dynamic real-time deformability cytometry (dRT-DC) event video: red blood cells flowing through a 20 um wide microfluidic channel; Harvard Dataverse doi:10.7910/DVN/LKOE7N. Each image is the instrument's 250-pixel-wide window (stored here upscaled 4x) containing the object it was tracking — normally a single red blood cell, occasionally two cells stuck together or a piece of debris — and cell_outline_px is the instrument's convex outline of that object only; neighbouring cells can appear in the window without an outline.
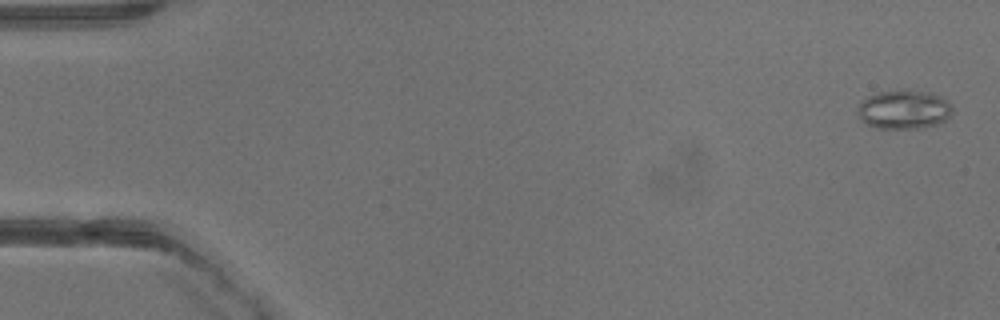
{"species": "common noctule bat (a hibernating species)", "species_latin": "Nyctalus noctula", "temperature_condition": "warm", "stored_images_in_passage": 41, "camera_frame_rate_fps": 3000, "um_per_image_px": 0.085, "animal": {"sex": "male", "body_mass_g": 13.3}, "frame": {"image": 1, "passage_image": 2, "time_ms": 0.333, "image_size_px": [1000, 320], "cell_outline_px": [[952, 112], [944, 120], [936, 124], [924, 128], [876, 128], [860, 120], [856, 112], [856, 108], [860, 100], [876, 92], [904, 88], [908, 88], [932, 92], [948, 100], [952, 104]], "centroid_in_image_um": [76.8, 9.27], "position_along_channel_um": 8.2, "area_um2": 22.25}}
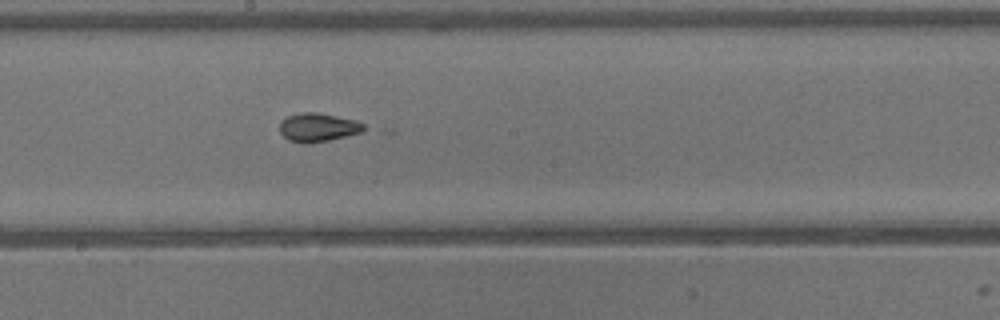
{"frame": {"image": 2, "passage_image": 23, "time_ms": 7.333, "image_size_px": [1000, 320], "cell_outline_px": [[364, 128], [360, 132], [328, 140], [308, 144], [304, 144], [288, 140], [280, 132], [280, 120], [288, 116], [300, 112], [316, 112], [356, 120], [364, 124]], "centroid_in_image_um": [26.98, 10.82], "position_along_channel_um": 221.2, "area_um2": 13.93}}
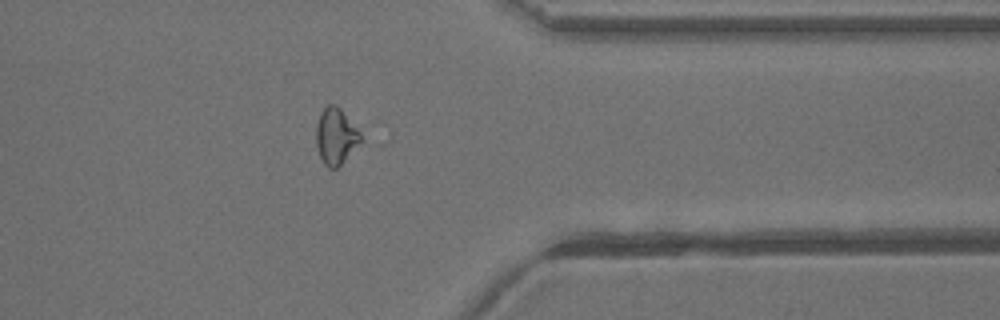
{"frame": {"image": 3, "passage_image": 33, "time_ms": 10.667, "image_size_px": [1000, 320], "cell_outline_px": [[360, 140], [344, 160], [336, 168], [328, 168], [324, 164], [320, 156], [316, 144], [316, 124], [320, 112], [328, 104], [336, 104], [340, 108], [360, 132]], "centroid_in_image_um": [28.49, 11.55], "position_along_channel_um": 382.9, "area_um2": 14.22}}